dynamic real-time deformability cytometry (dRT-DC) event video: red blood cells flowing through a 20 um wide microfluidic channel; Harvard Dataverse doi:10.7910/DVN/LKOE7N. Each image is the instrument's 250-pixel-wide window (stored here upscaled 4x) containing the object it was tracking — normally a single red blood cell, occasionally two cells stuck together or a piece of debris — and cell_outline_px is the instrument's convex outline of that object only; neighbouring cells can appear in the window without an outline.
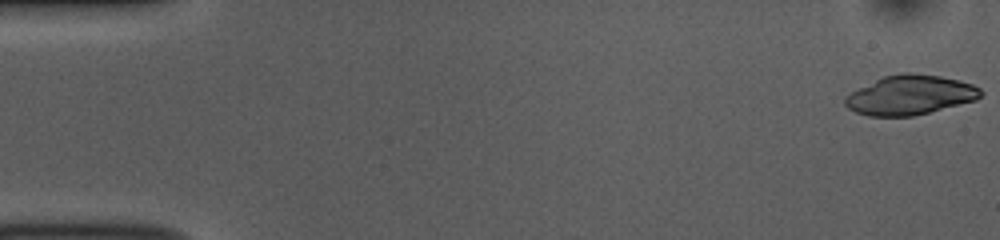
{"species": "common noctule bat (a hibernating species)", "species_latin": "Nyctalus noctula", "temperature_condition": "room temperature", "stored_images_in_passage": 52, "camera_frame_rate_fps": 3000, "um_per_image_px": 0.085, "animal": {"sex": "female", "body_mass_g": 10.0, "forearm_length_mm": 53.1}, "frame": {"image": 1, "passage_image": 1, "time_ms": 0.0, "image_size_px": [1000, 240], "cell_outline_px": [[984, 92], [976, 100], [912, 116], [868, 116], [856, 112], [848, 108], [844, 104], [844, 96], [884, 76], [904, 72], [912, 72], [940, 76], [960, 80], [972, 84], [980, 88]], "centroid_in_image_um": [77.37, 8.07], "position_along_channel_um": 7.6, "area_um2": 31.04}}
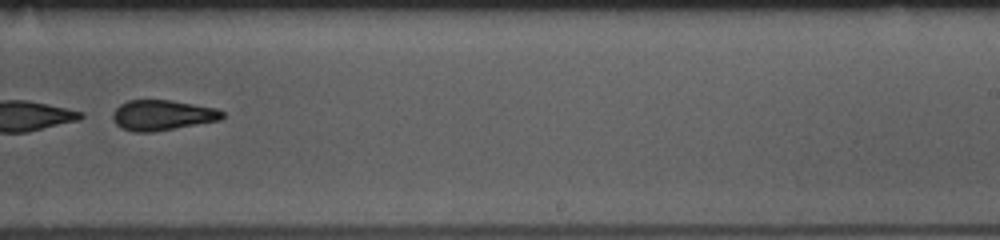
{"frame": {"image": 2, "passage_image": 33, "time_ms": 10.667, "image_size_px": [1000, 240], "cell_outline_px": [[224, 116], [220, 120], [152, 132], [136, 132], [120, 128], [116, 124], [112, 116], [112, 112], [120, 104], [128, 100], [172, 100], [216, 108], [224, 112]], "centroid_in_image_um": [13.78, 9.78], "position_along_channel_um": 275.2, "area_um2": 19.36}}